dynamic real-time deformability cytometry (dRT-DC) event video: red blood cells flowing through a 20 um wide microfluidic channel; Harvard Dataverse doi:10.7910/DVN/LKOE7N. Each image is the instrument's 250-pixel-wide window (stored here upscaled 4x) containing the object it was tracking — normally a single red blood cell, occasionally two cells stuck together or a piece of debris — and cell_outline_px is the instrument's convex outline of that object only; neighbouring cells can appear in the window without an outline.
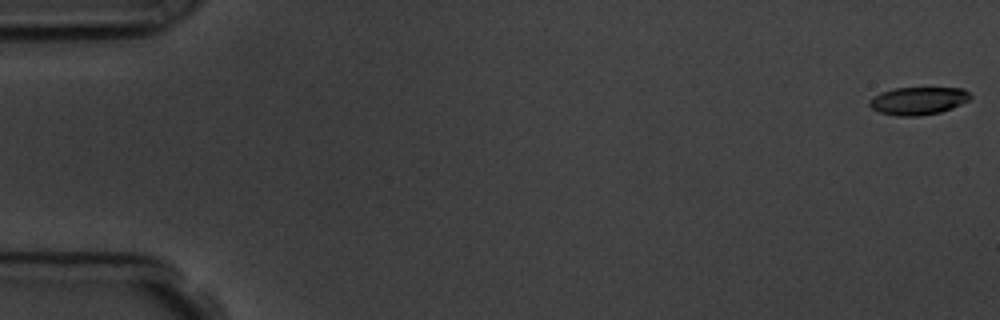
{"species": "common noctule bat (a hibernating species)", "species_latin": "Nyctalus noctula", "temperature_condition": "room temperature", "stored_images_in_passage": 24, "camera_frame_rate_fps": 3000, "um_per_image_px": 0.085, "animal": {"sex": "male", "body_mass_g": 19.5, "forearm_length_mm": 54.6}, "frame": {"image": 1, "passage_image": 1, "time_ms": 0.0, "image_size_px": [1000, 320], "cell_outline_px": [[972, 96], [968, 100], [952, 108], [940, 112], [916, 116], [896, 116], [880, 112], [872, 108], [868, 104], [868, 100], [872, 96], [880, 92], [896, 88], [964, 88]], "centroid_in_image_um": [78.01, 8.56], "position_along_channel_um": 7.0, "area_um2": 16.3}}
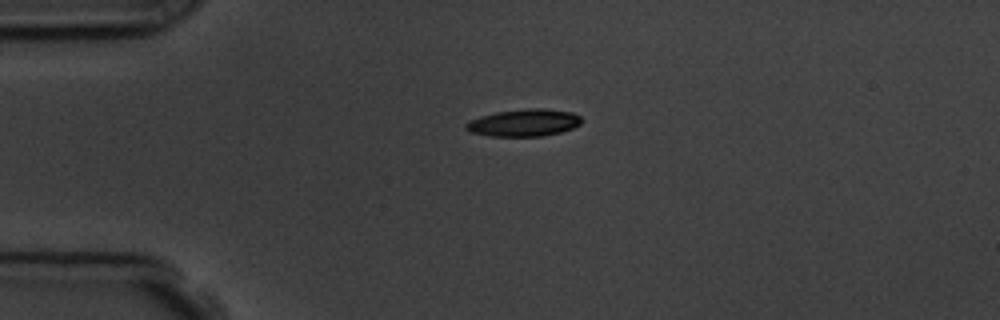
{"frame": {"image": 2, "passage_image": 14, "time_ms": 4.333, "image_size_px": [1000, 320], "cell_outline_px": [[580, 124], [572, 128], [560, 132], [540, 136], [488, 136], [472, 132], [464, 128], [464, 124], [468, 120], [480, 116], [496, 112], [528, 108], [544, 108], [572, 112], [580, 116]], "centroid_in_image_um": [44.49, 10.42], "position_along_channel_um": 40.5, "area_um2": 18.32}}
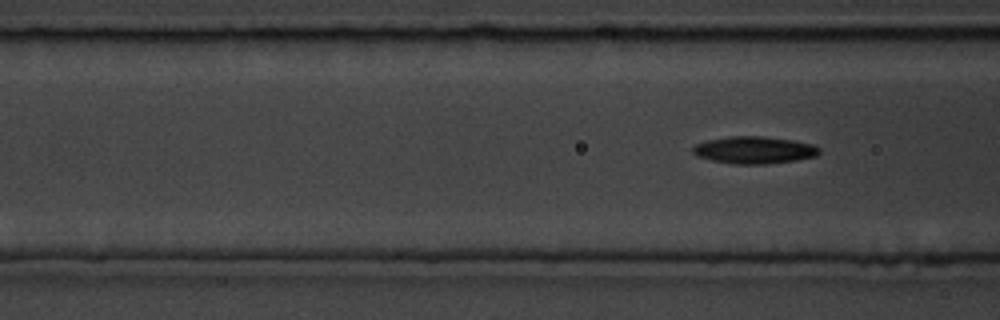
{"frame": {"image": 3, "passage_image": 24, "time_ms": 7.667, "image_size_px": [1000, 320], "cell_outline_px": [[820, 152], [816, 156], [796, 160], [768, 164], [732, 164], [712, 160], [696, 156], [692, 152], [692, 148], [696, 144], [708, 140], [728, 136], [760, 136], [792, 140], [812, 144], [820, 148]], "centroid_in_image_um": [64.1, 12.76], "position_along_channel_um": 102.5, "area_um2": 20.06}}